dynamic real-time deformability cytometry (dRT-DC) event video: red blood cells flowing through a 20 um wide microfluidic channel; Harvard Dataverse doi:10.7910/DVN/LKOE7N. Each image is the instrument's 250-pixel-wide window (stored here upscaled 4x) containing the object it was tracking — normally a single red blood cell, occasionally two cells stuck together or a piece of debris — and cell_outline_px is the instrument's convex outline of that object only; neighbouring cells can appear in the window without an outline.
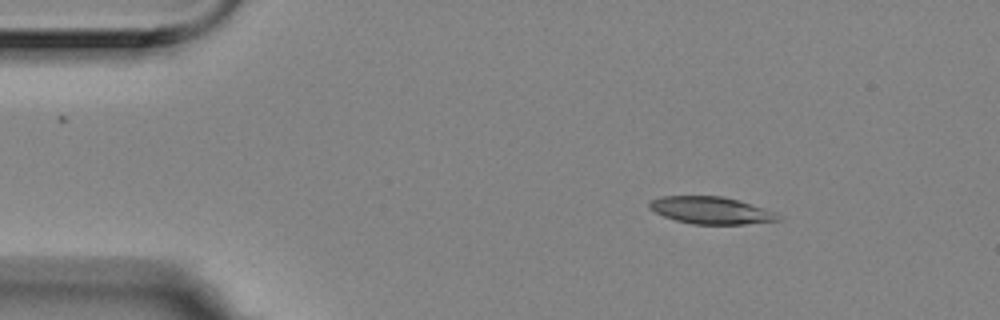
{"species": "Egyptian fruit bat (a non-hibernating species)", "species_latin": "Rousettus aegyptiacus", "temperature_condition": "room temperature", "stored_images_in_passage": 4, "camera_frame_rate_fps": 3000, "um_per_image_px": 0.085, "animal": {"sex": "female"}, "frame": {"image": 1, "passage_image": 2, "time_ms": 0.333, "image_size_px": [1000, 320], "cell_outline_px": [[780, 220], [744, 224], [692, 224], [676, 220], [664, 216], [648, 208], [648, 204], [652, 200], [660, 196], [724, 196], [776, 212]], "centroid_in_image_um": [60.4, 17.87], "position_along_channel_um": 24.6, "area_um2": 20.17}}